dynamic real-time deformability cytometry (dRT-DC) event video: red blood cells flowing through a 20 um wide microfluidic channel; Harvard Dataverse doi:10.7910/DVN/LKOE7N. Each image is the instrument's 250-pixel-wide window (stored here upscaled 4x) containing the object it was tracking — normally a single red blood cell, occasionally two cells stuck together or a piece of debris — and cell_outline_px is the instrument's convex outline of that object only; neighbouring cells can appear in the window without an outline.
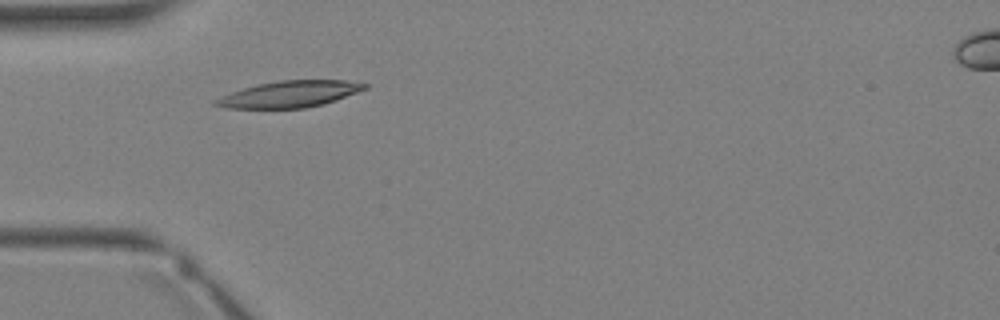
{"species": "Egyptian fruit bat (a non-hibernating species)", "species_latin": "Rousettus aegyptiacus", "temperature_condition": "warm", "stored_images_in_passage": 2, "camera_frame_rate_fps": 3000, "um_per_image_px": 0.085, "animal": {"sex": "female"}, "frame": {"image": 1, "passage_image": 2, "time_ms": 1.333, "image_size_px": [1000, 320], "cell_outline_px": [[368, 88], [336, 100], [324, 104], [304, 108], [228, 108], [212, 104], [216, 100], [232, 92], [256, 84], [280, 80], [348, 80], [368, 84]], "centroid_in_image_um": [24.67, 7.99], "position_along_channel_um": 60.3, "area_um2": 22.77}}